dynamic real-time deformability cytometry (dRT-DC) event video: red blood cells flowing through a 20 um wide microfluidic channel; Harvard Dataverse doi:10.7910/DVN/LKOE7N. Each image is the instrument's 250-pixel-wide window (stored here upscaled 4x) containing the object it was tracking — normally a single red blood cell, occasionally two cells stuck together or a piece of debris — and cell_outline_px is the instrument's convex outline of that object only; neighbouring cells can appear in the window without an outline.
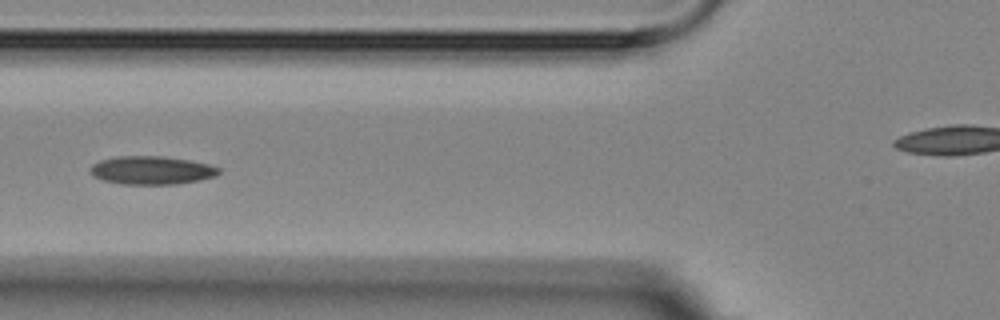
{"species": "Egyptian fruit bat (a non-hibernating species)", "species_latin": "Rousettus aegyptiacus", "temperature_condition": "room temperature", "stored_images_in_passage": 14, "camera_frame_rate_fps": 3000, "um_per_image_px": 0.085, "animal": {"sex": "female"}, "frame": {"image": 1, "passage_image": 3, "time_ms": 3.333, "image_size_px": [1000, 320], "cell_outline_px": [[220, 172], [216, 176], [200, 180], [176, 184], [120, 184], [104, 180], [92, 176], [88, 172], [88, 168], [92, 164], [100, 160], [116, 156], [164, 156], [188, 160], [208, 164], [220, 168]], "centroid_in_image_um": [12.84, 14.47], "position_along_channel_um": 113.0, "area_um2": 21.39}}
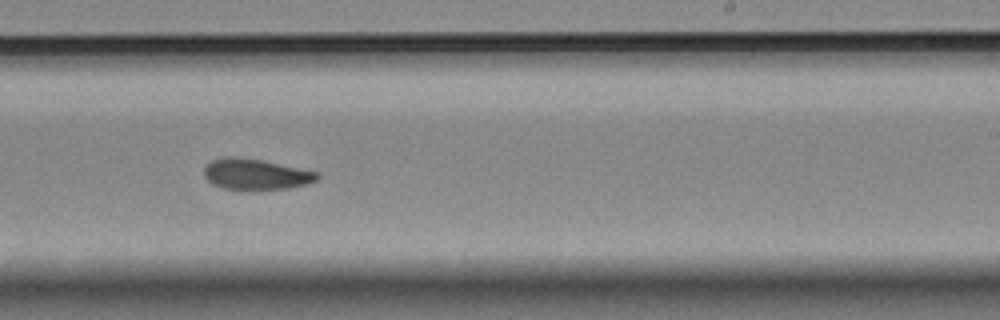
{"frame": {"image": 2, "passage_image": 7, "time_ms": 7.667, "image_size_px": [1000, 320], "cell_outline_px": [[320, 176], [316, 180], [308, 184], [288, 188], [256, 192], [224, 188], [212, 184], [204, 176], [204, 168], [212, 160], [224, 156], [232, 156], [260, 160], [320, 172]], "centroid_in_image_um": [21.75, 14.85], "position_along_channel_um": 267.2, "area_um2": 20.81}}
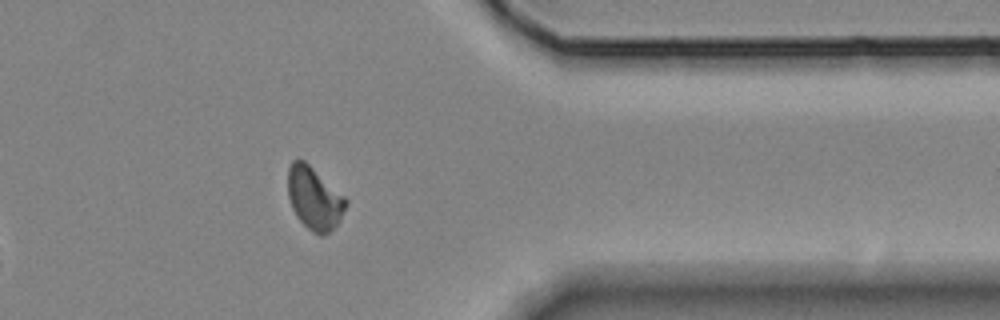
{"frame": {"image": 3, "passage_image": 10, "time_ms": 11.333, "image_size_px": [1000, 320], "cell_outline_px": [[348, 204], [340, 220], [328, 232], [320, 236], [312, 232], [296, 216], [292, 208], [288, 196], [288, 168], [292, 160], [304, 160], [344, 196], [348, 200]], "centroid_in_image_um": [26.71, 16.86], "position_along_channel_um": 384.7, "area_um2": 20.98}, "authors_computed_cell_mechanics": {"area_um2": 20.6346, "velocity_mm_per_s": 3.5685, "shape_relaxation_time_tau1_ms": 4.0402, "shape_relaxation_time_tau2_ms": 2.3348, "deformation_change_tau1": 0.0798, "deformation_change_tau2": 0.0615}}